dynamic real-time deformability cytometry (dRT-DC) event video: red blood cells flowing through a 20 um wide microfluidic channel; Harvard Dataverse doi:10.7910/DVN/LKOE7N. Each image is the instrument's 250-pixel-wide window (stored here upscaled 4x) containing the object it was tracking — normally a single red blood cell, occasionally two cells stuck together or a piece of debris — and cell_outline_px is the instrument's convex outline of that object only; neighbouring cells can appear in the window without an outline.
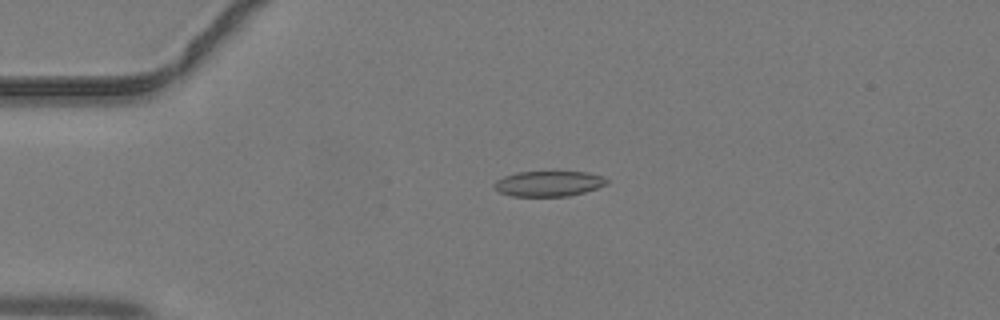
{"species": "common noctule bat (a hibernating species)", "species_latin": "Nyctalus noctula", "temperature_condition": "warm", "stored_images_in_passage": 46, "segment_of_instrument_passage": [1, 2], "camera_frame_rate_fps": 3000, "um_per_image_px": 0.085, "animal": {"sex": "male", "body_mass_g": 19.2, "forearm_length_mm": 51.8}, "frame": {"image": 1, "passage_image": 11, "time_ms": 3.333, "image_size_px": [1000, 320], "cell_outline_px": [[608, 184], [584, 192], [568, 196], [512, 196], [500, 192], [492, 184], [496, 180], [504, 176], [516, 172], [588, 172], [604, 176], [608, 180]], "centroid_in_image_um": [46.65, 15.6], "position_along_channel_um": 38.4, "area_um2": 16.65}}
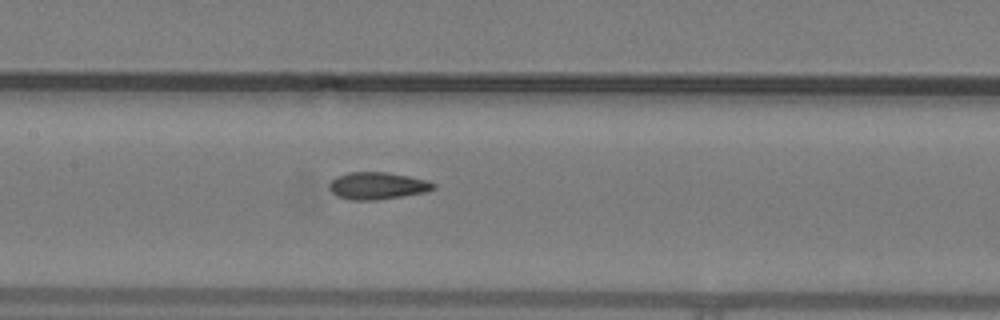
{"frame": {"image": 2, "passage_image": 22, "time_ms": 7.0, "image_size_px": [1000, 320], "cell_outline_px": [[436, 188], [424, 192], [400, 196], [372, 200], [352, 200], [336, 196], [328, 188], [328, 184], [336, 176], [348, 172], [388, 172], [428, 180], [436, 184]], "centroid_in_image_um": [32.05, 15.78], "position_along_channel_um": 175.3, "area_um2": 16.47}}
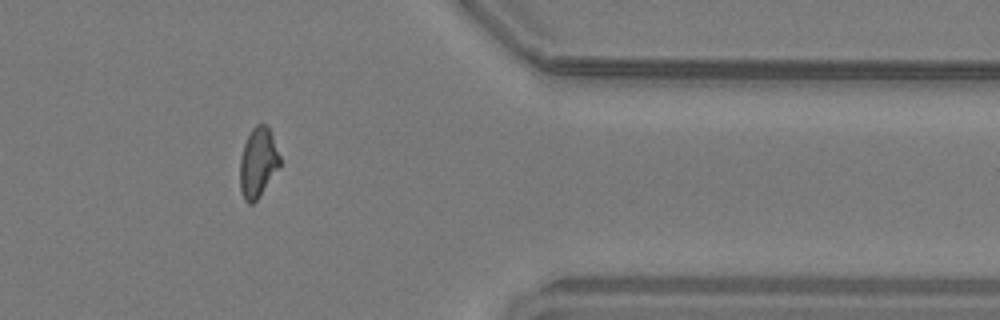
{"frame": {"image": 3, "passage_image": 37, "time_ms": 12.0, "image_size_px": [1000, 320], "cell_outline_px": [[280, 168], [256, 200], [252, 204], [248, 204], [244, 200], [240, 188], [240, 160], [244, 144], [252, 128], [256, 124], [264, 124], [268, 128], [272, 136], [280, 156]], "centroid_in_image_um": [21.93, 13.84], "position_along_channel_um": 389.5, "area_um2": 16.13}}